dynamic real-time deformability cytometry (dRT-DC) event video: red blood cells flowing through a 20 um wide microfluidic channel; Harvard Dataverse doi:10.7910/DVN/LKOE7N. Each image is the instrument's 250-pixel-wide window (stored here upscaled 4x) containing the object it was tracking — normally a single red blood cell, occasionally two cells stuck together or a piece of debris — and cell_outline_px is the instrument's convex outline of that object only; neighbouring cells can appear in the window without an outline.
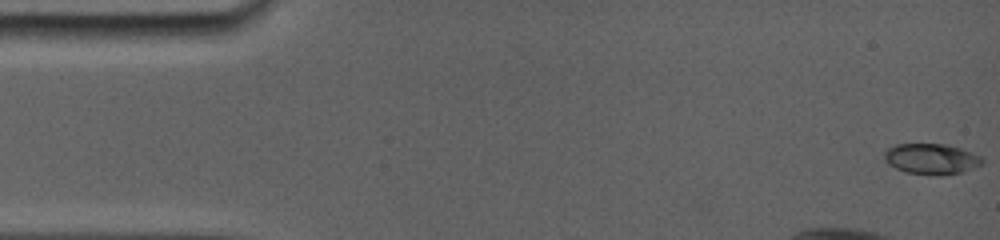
{"species": "common noctule bat (a hibernating species)", "species_latin": "Nyctalus noctula", "temperature_condition": "room temperature", "stored_images_in_passage": 9, "camera_frame_rate_fps": 5000, "um_per_image_px": 0.085, "animal": {"sex": "female", "body_mass_g": 19.0, "forearm_length_mm": 56.7}, "frame": {"image": 1, "passage_image": 1, "time_ms": 0.0, "image_size_px": [1000, 240], "cell_outline_px": [[972, 160], [960, 172], [908, 172], [896, 168], [888, 160], [888, 152], [892, 148], [900, 144], [936, 144], [956, 148], [964, 152]], "centroid_in_image_um": [78.88, 13.46], "position_along_channel_um": 6.1, "area_um2": 14.22}}